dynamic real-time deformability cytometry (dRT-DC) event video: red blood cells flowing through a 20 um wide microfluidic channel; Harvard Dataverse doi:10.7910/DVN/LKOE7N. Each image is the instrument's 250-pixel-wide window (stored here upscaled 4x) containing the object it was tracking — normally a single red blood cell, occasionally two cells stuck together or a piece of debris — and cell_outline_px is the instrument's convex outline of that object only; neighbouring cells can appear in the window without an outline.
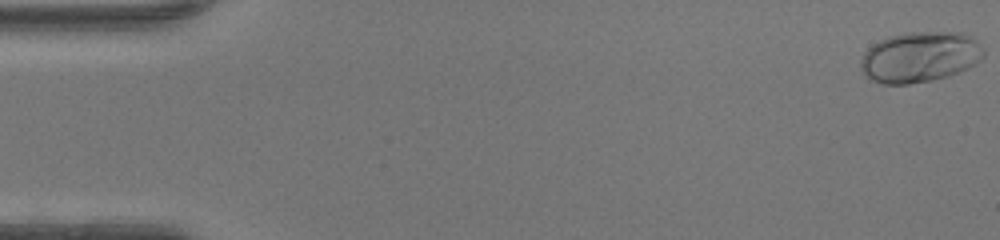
{"species": "human", "species_latin": "Homo sapiens", "temperature_condition": "warm", "stored_images_in_passage": 12, "camera_frame_rate_fps": 3000, "um_per_image_px": 0.085, "donor": {"sex": "female"}, "frame": {"image": 1, "passage_image": 1, "time_ms": 0.0, "image_size_px": [1000, 240], "cell_outline_px": [[984, 56], [976, 64], [968, 68], [948, 76], [932, 80], [908, 84], [880, 84], [872, 80], [860, 68], [860, 60], [864, 52], [872, 44], [888, 36], [908, 32], [960, 32], [972, 36], [984, 48]], "centroid_in_image_um": [78.2, 4.83], "position_along_channel_um": 6.8, "area_um2": 36.53}}